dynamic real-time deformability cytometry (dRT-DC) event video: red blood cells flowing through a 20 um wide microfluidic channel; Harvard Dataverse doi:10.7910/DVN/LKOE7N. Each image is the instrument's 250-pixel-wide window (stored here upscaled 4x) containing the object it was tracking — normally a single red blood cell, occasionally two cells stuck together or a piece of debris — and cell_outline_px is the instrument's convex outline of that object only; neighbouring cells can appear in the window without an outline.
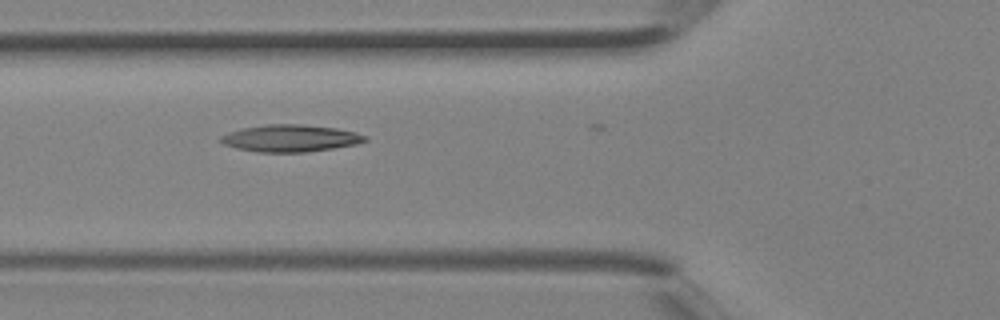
{"species": "Egyptian fruit bat (a non-hibernating species)", "species_latin": "Rousettus aegyptiacus", "temperature_condition": "room temperature", "stored_images_in_passage": 5, "camera_frame_rate_fps": 3000, "um_per_image_px": 0.085, "animal": {"sex": "female"}, "frame": {"image": 1, "passage_image": 4, "time_ms": 1.0, "image_size_px": [1000, 320], "cell_outline_px": [[368, 140], [356, 144], [308, 152], [256, 152], [236, 148], [224, 144], [220, 140], [220, 136], [228, 132], [240, 128], [264, 124], [300, 124], [336, 128], [356, 132], [368, 136]], "centroid_in_image_um": [24.67, 11.74], "position_along_channel_um": 101.1, "area_um2": 22.89}}
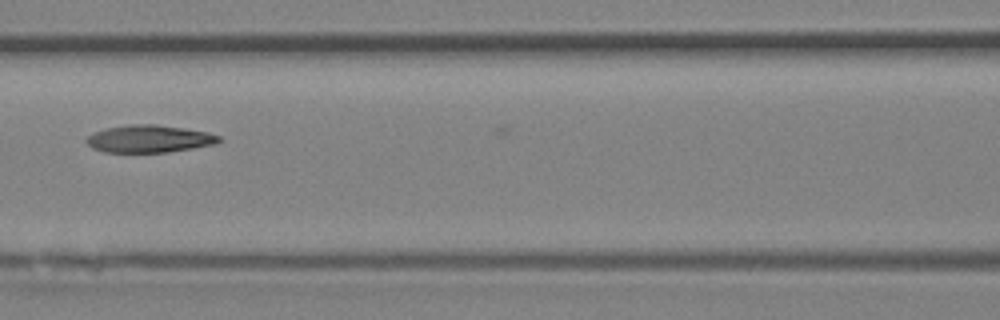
{"frame": {"image": 2, "passage_image": 5, "time_ms": 1.333, "image_size_px": [1000, 320], "cell_outline_px": [[224, 140], [216, 144], [168, 152], [104, 152], [92, 148], [84, 140], [92, 132], [104, 128], [132, 124], [156, 124], [184, 128], [208, 132], [220, 136]], "centroid_in_image_um": [12.68, 11.79], "position_along_channel_um": 153.9, "area_um2": 21.39}}